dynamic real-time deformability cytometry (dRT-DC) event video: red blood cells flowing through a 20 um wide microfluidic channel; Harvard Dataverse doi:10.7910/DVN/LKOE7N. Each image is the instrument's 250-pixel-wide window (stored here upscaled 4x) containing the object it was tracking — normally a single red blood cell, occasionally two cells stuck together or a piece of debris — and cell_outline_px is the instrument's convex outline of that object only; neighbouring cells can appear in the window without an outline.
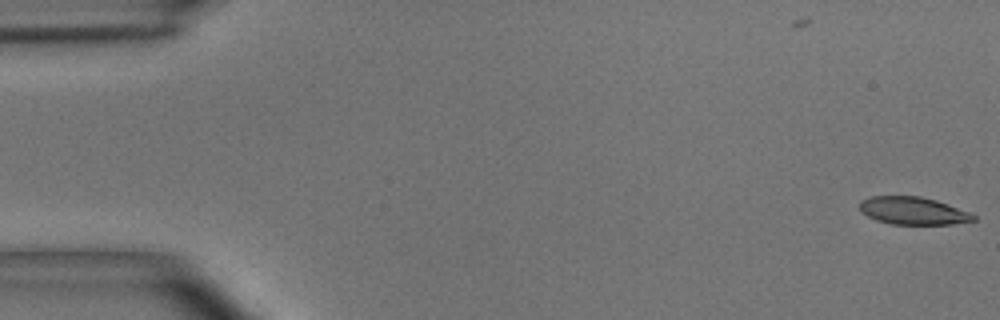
{"species": "common noctule bat (a hibernating species)", "species_latin": "Nyctalus noctula", "temperature_condition": "room temperature", "stored_images_in_passage": 2, "camera_frame_rate_fps": 3000, "um_per_image_px": 0.085, "animal": {"sex": "male", "body_mass_g": 15.6}, "frame": {"image": 1, "passage_image": 2, "time_ms": 0.333, "image_size_px": [1000, 320], "cell_outline_px": [[976, 220], [952, 224], [892, 224], [876, 220], [860, 212], [860, 200], [868, 196], [920, 196], [936, 200], [972, 212], [976, 216]], "centroid_in_image_um": [77.62, 17.91], "position_along_channel_um": 7.4, "area_um2": 18.5}}